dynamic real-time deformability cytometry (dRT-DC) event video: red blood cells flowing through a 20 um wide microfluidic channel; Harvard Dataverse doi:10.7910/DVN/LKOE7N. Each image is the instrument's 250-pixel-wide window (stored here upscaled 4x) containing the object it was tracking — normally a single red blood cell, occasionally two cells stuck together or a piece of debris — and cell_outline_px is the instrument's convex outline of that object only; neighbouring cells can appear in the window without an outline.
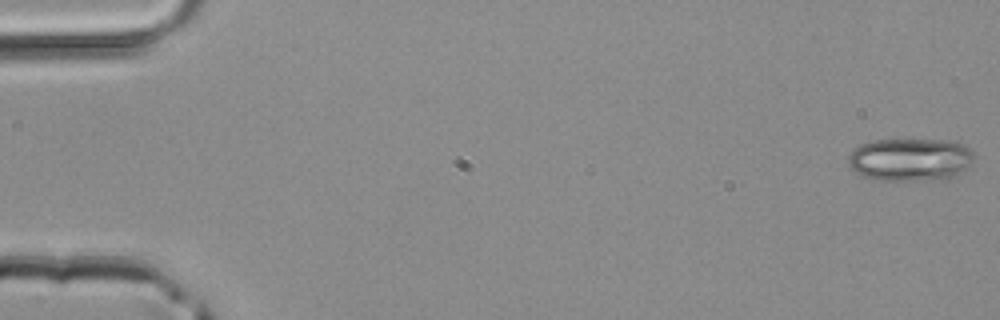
{"species": "common noctule bat (a hibernating species)", "species_latin": "Nyctalus noctula", "temperature_condition": "room temperature", "stored_images_in_passage": 4, "camera_frame_rate_fps": 3000, "um_per_image_px": 0.085, "animal": {"sex": "male", "body_mass_g": 20.4}, "frame": {"image": 1, "passage_image": 1, "time_ms": 0.0, "image_size_px": [1000, 320], "cell_outline_px": [[976, 156], [964, 168], [948, 180], [876, 180], [864, 176], [848, 168], [848, 152], [852, 148], [860, 144], [872, 140], [948, 140], [964, 144], [972, 148]], "centroid_in_image_um": [77.34, 13.55], "position_along_channel_um": 7.7, "area_um2": 31.91}}